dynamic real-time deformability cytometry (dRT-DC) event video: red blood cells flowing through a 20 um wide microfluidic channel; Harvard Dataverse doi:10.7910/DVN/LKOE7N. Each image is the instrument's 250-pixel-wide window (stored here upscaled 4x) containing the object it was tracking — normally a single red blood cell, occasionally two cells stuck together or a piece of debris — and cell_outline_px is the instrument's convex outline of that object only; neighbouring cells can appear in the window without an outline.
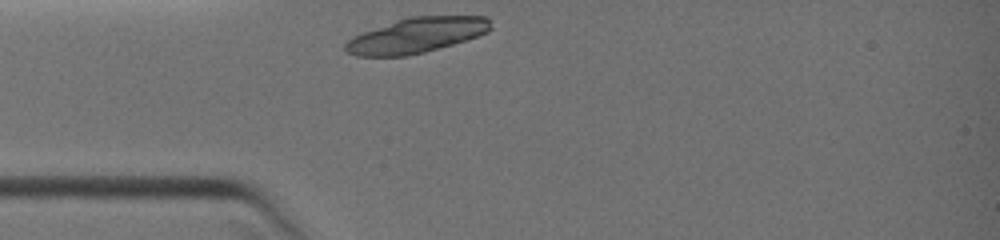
{"species": "common noctule bat (a hibernating species)", "species_latin": "Nyctalus noctula", "temperature_condition": "warm", "stored_images_in_passage": 5, "camera_frame_rate_fps": 3000, "um_per_image_px": 0.085, "animal": {"sex": "female", "body_mass_g": 19.0, "forearm_length_mm": 51.5}, "frame": {"image": 1, "passage_image": 1, "time_ms": 0.0, "image_size_px": [1000, 240], "cell_outline_px": [[492, 28], [488, 32], [452, 44], [424, 52], [408, 56], [356, 56], [344, 52], [344, 44], [352, 36], [396, 20], [408, 16], [488, 16]], "centroid_in_image_um": [35.37, 3.0], "position_along_channel_um": 49.6, "area_um2": 29.77}}